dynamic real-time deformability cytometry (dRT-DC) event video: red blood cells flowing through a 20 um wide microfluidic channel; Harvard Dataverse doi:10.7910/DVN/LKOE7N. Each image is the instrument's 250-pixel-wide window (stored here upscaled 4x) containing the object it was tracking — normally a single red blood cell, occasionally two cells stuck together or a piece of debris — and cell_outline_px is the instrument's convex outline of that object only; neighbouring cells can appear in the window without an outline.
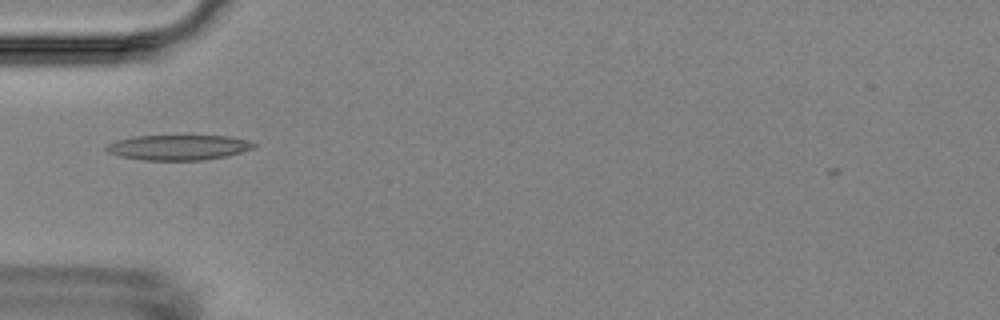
{"species": "Egyptian fruit bat (a non-hibernating species)", "species_latin": "Rousettus aegyptiacus", "temperature_condition": "room temperature", "stored_images_in_passage": 6, "camera_frame_rate_fps": 3000, "um_per_image_px": 0.085, "animal": {"sex": "female"}, "frame": {"image": 1, "passage_image": 1, "time_ms": 0.0, "image_size_px": [1000, 320], "cell_outline_px": [[256, 148], [224, 156], [204, 160], [144, 160], [120, 156], [108, 152], [104, 148], [108, 144], [116, 140], [136, 136], [228, 136], [248, 140], [256, 144]], "centroid_in_image_um": [15.17, 12.53], "position_along_channel_um": 69.8, "area_um2": 21.5}}
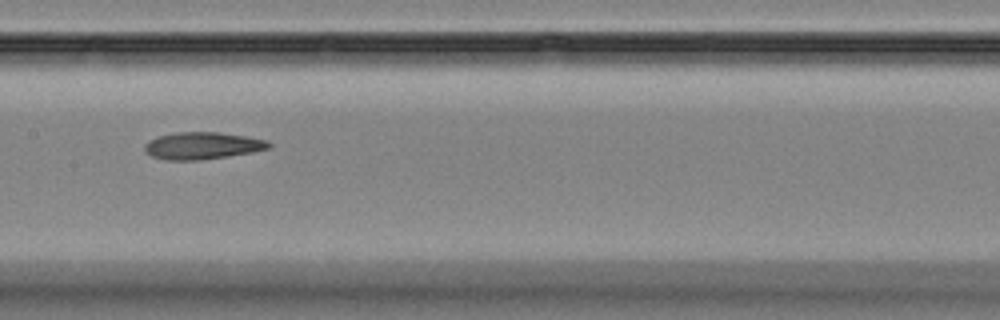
{"frame": {"image": 2, "passage_image": 4, "time_ms": 3.333, "image_size_px": [1000, 320], "cell_outline_px": [[272, 148], [252, 152], [196, 160], [168, 160], [152, 156], [144, 152], [144, 144], [148, 140], [156, 136], [176, 132], [220, 132], [268, 140], [272, 144]], "centroid_in_image_um": [17.18, 12.37], "position_along_channel_um": 190.2, "area_um2": 19.65}}
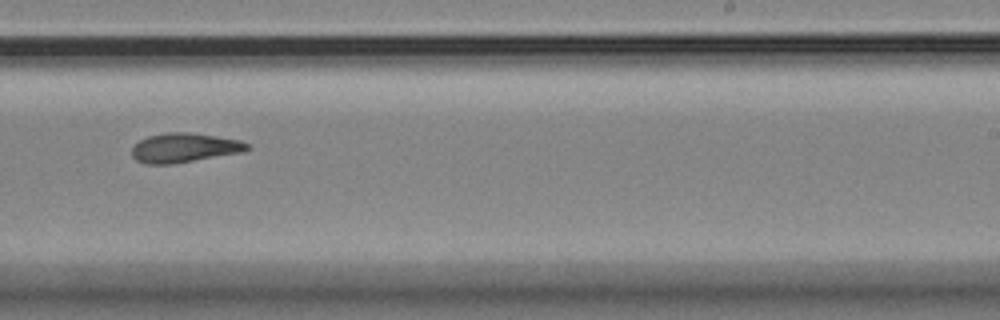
{"frame": {"image": 3, "passage_image": 6, "time_ms": 5.667, "image_size_px": [1000, 320], "cell_outline_px": [[252, 148], [240, 152], [172, 164], [148, 164], [136, 160], [132, 156], [132, 148], [140, 140], [148, 136], [164, 132], [188, 132], [216, 136], [240, 140], [252, 144]], "centroid_in_image_um": [15.68, 12.55], "position_along_channel_um": 273.3, "area_um2": 19.65}}